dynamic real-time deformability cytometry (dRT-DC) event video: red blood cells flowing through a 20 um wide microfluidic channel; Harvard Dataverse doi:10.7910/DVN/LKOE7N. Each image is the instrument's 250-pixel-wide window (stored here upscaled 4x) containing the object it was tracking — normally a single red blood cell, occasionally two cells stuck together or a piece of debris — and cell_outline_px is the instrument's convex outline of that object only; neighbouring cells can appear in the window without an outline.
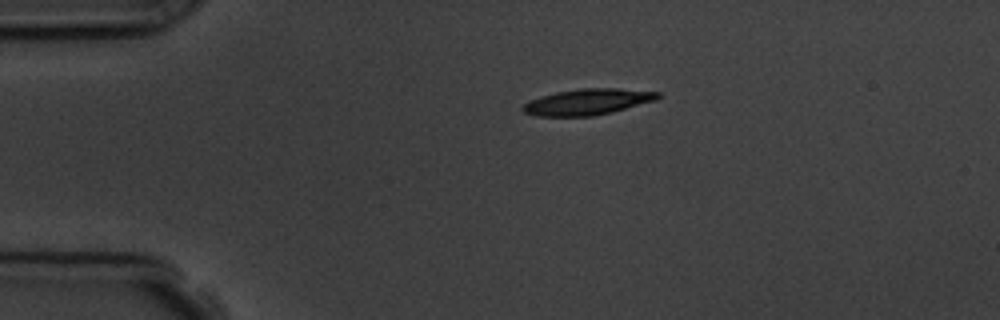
{"species": "common noctule bat (a hibernating species)", "species_latin": "Nyctalus noctula", "temperature_condition": "room temperature", "stored_images_in_passage": 5, "camera_frame_rate_fps": 3000, "um_per_image_px": 0.085, "animal": {"sex": "male", "body_mass_g": 19.5, "forearm_length_mm": 54.6}, "frame": {"image": 1, "passage_image": 1, "time_ms": 0.0, "image_size_px": [1000, 320], "cell_outline_px": [[660, 96], [656, 100], [612, 112], [592, 116], [536, 116], [524, 112], [520, 108], [524, 104], [540, 96], [556, 92], [580, 88], [620, 88], [660, 92]], "centroid_in_image_um": [49.95, 8.65], "position_along_channel_um": 35.0, "area_um2": 20.46}}
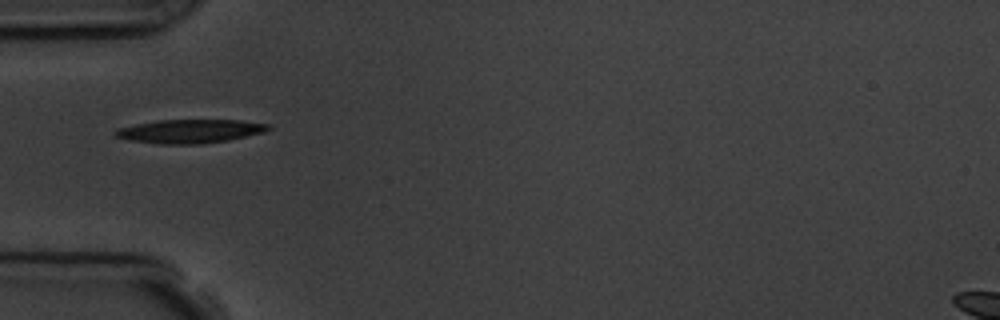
{"frame": {"image": 2, "passage_image": 3, "time_ms": 2.0, "image_size_px": [1000, 320], "cell_outline_px": [[272, 128], [264, 132], [228, 140], [200, 144], [160, 144], [128, 140], [116, 136], [112, 132], [116, 128], [156, 120], [240, 120], [268, 124]], "centroid_in_image_um": [16.11, 11.15], "position_along_channel_um": 68.9, "area_um2": 21.15}}
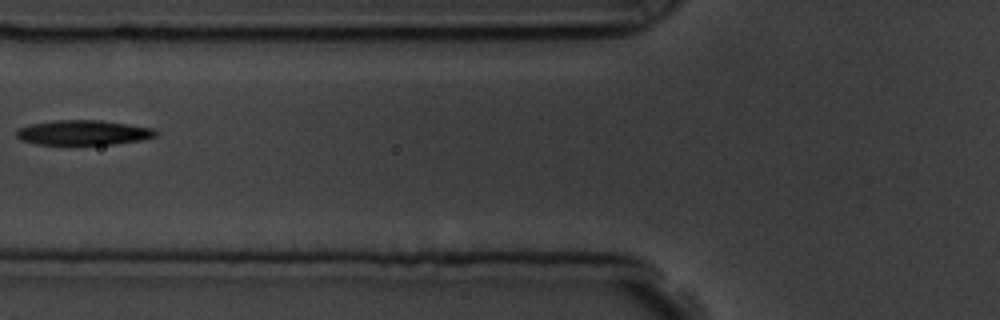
{"frame": {"image": 3, "passage_image": 4, "time_ms": 3.333, "image_size_px": [1000, 320], "cell_outline_px": [[160, 132], [156, 136], [144, 140], [116, 144], [36, 144], [20, 140], [16, 136], [16, 132], [20, 128], [28, 124], [56, 120], [100, 120], [128, 124], [152, 128]], "centroid_in_image_um": [7.11, 11.27], "position_along_channel_um": 118.7, "area_um2": 20.29}}